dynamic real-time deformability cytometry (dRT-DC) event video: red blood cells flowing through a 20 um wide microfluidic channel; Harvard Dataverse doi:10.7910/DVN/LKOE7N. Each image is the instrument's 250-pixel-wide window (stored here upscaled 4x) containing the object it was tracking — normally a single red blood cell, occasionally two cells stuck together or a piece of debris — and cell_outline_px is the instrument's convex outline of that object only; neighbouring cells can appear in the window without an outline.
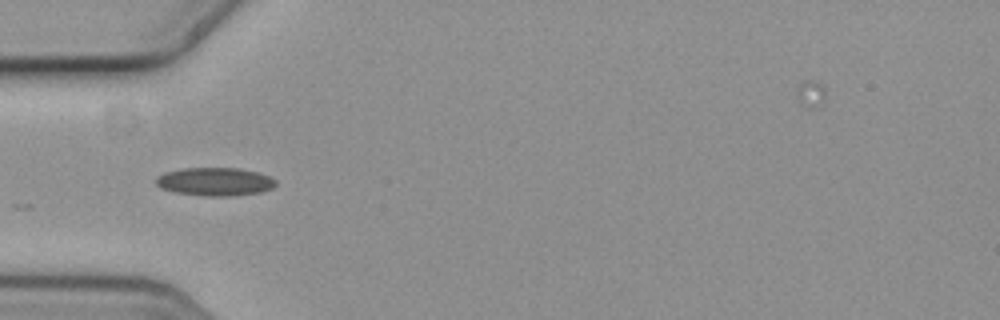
{"species": "common noctule bat (a hibernating species)", "species_latin": "Nyctalus noctula", "temperature_condition": "cold", "stored_images_in_passage": 40, "camera_frame_rate_fps": 3000, "um_per_image_px": 0.085, "animal": {"sex": "female", "body_mass_g": 19.3, "forearm_length_mm": 54.1}, "frame": {"image": 1, "passage_image": 1, "time_ms": 0.0, "image_size_px": [1000, 320], "cell_outline_px": [[276, 184], [272, 188], [260, 192], [232, 196], [204, 196], [176, 192], [160, 188], [156, 184], [156, 176], [164, 172], [184, 168], [240, 168], [256, 172], [268, 176], [276, 180]], "centroid_in_image_um": [18.25, 15.44], "position_along_channel_um": 66.8, "area_um2": 19.71}}
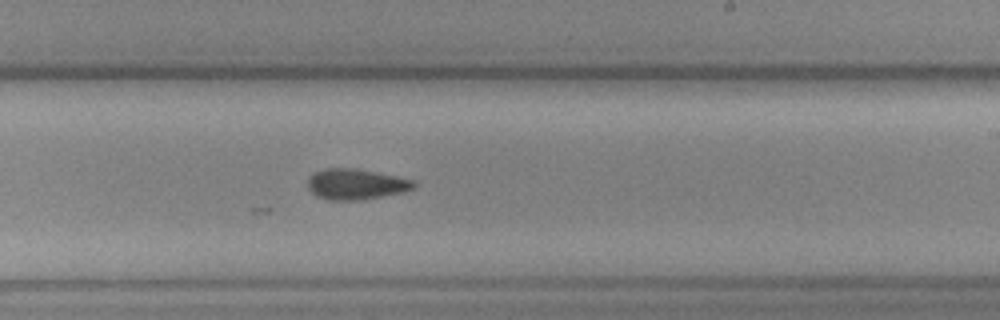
{"frame": {"image": 2, "passage_image": 17, "time_ms": 5.333, "image_size_px": [1000, 320], "cell_outline_px": [[416, 188], [404, 192], [360, 200], [328, 200], [316, 196], [308, 188], [308, 176], [324, 168], [356, 168], [416, 180]], "centroid_in_image_um": [30.27, 15.65], "position_along_channel_um": 258.7, "area_um2": 19.13}}
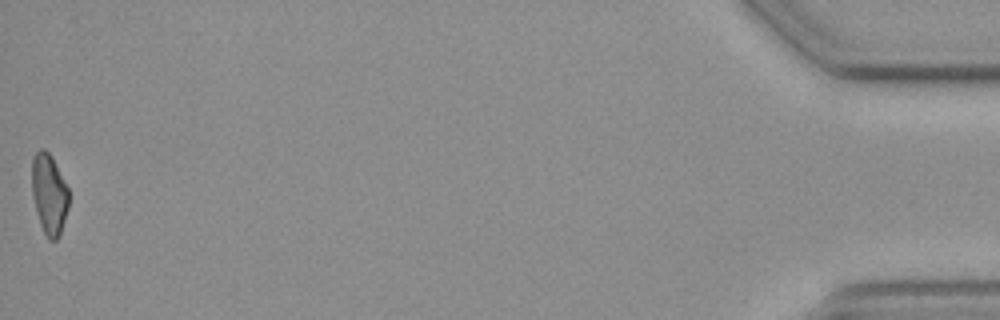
{"frame": {"image": 3, "passage_image": 40, "time_ms": 13.0, "image_size_px": [1000, 320], "cell_outline_px": [[68, 208], [60, 236], [56, 240], [48, 240], [40, 224], [36, 212], [32, 196], [32, 156], [40, 148], [44, 148], [52, 156], [68, 188]], "centroid_in_image_um": [4.17, 16.49], "position_along_channel_um": 431.0, "area_um2": 17.46}}